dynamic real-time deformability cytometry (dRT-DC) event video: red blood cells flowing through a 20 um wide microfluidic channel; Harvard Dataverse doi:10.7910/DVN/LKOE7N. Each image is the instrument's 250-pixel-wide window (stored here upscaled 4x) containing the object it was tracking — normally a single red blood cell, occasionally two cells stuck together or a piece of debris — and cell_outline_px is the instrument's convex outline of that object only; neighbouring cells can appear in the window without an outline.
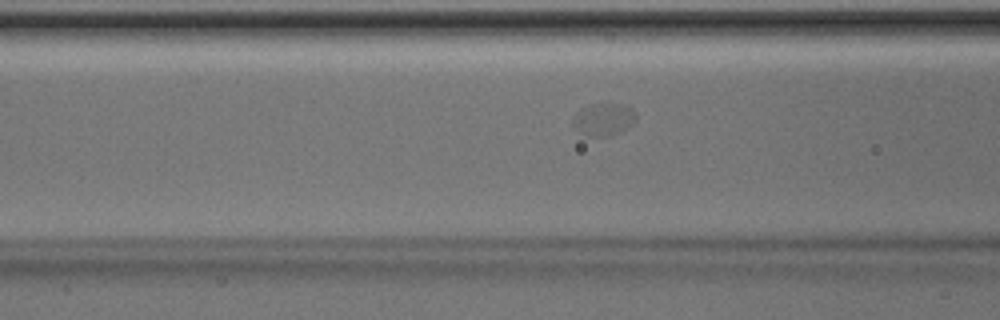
{"species": "Egyptian fruit bat (a non-hibernating species)", "species_latin": "Rousettus aegyptiacus", "temperature_condition": "room temperature", "stored_images_in_passage": 26, "segment_of_instrument_passage": [1, 2], "camera_frame_rate_fps": 3000, "um_per_image_px": 0.085, "animal": {"sex": "male"}, "frame": {"image": 1, "passage_image": 5, "time_ms": 1.333, "image_size_px": [1000, 320], "cell_outline_px": [[636, 120], [632, 124], [608, 136], [588, 136], [580, 132], [576, 128], [576, 112], [588, 104], [624, 104], [632, 108], [636, 112]], "centroid_in_image_um": [51.35, 10.12], "position_along_channel_um": 115.2, "area_um2": 11.5}}
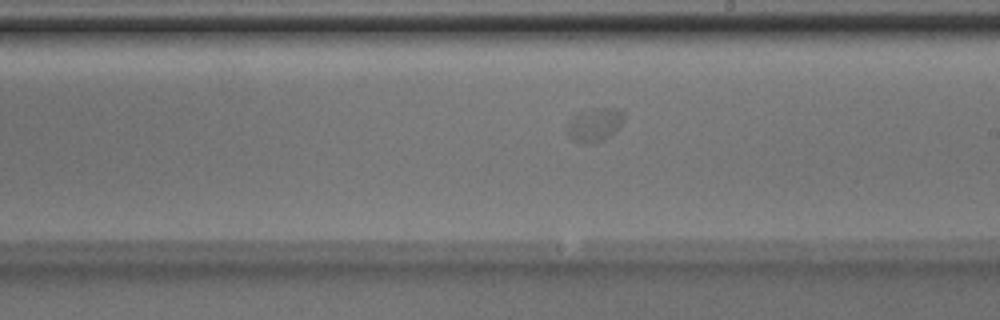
{"frame": {"image": 2, "passage_image": 14, "time_ms": 4.333, "image_size_px": [1000, 320], "cell_outline_px": [[624, 120], [604, 140], [588, 144], [584, 144], [572, 140], [568, 136], [568, 120], [572, 116], [580, 112], [592, 108], [620, 108], [624, 112]], "centroid_in_image_um": [50.52, 10.58], "position_along_channel_um": 238.5, "area_um2": 11.1}}
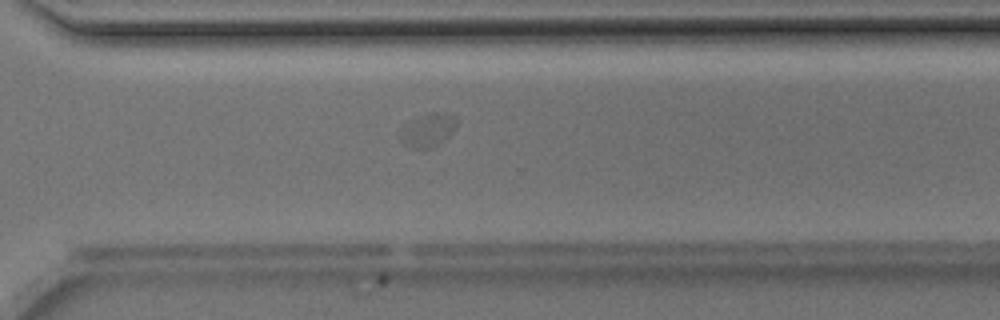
{"frame": {"image": 3, "passage_image": 21, "time_ms": 6.667, "image_size_px": [1000, 320], "cell_outline_px": [[456, 128], [444, 140], [432, 148], [412, 148], [404, 144], [400, 136], [404, 124], [420, 116], [432, 112], [452, 112], [456, 116]], "centroid_in_image_um": [36.42, 11.03], "position_along_channel_um": 334.2, "area_um2": 10.98}}